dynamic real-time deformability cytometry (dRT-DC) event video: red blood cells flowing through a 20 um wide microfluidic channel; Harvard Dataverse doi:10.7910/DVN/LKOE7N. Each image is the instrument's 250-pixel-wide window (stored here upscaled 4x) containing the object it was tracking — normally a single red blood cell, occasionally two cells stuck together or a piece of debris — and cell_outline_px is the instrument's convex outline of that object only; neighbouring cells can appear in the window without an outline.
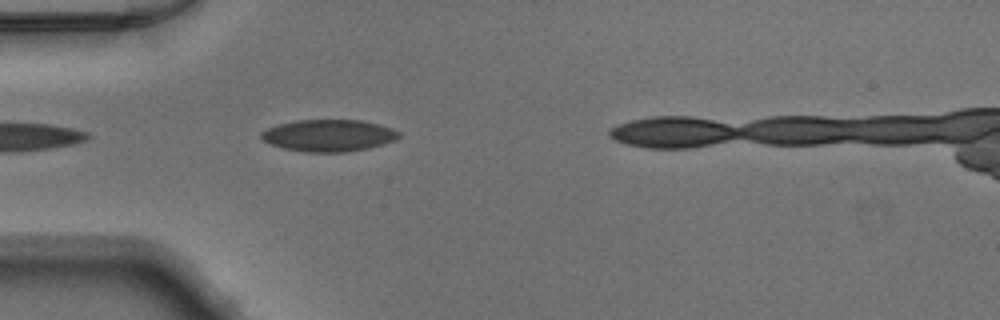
{"species": "Egyptian fruit bat (a non-hibernating species)", "species_latin": "Rousettus aegyptiacus", "temperature_condition": "warm", "stored_images_in_passage": 4, "camera_frame_rate_fps": 3000, "um_per_image_px": 0.085, "animal": {"sex": "male"}, "frame": {"image": 1, "passage_image": 1, "time_ms": 0.0, "image_size_px": [1000, 320], "cell_outline_px": [[400, 136], [396, 140], [384, 144], [368, 148], [344, 152], [304, 152], [284, 148], [272, 144], [264, 140], [260, 136], [260, 132], [268, 128], [280, 124], [296, 120], [360, 120], [380, 124], [392, 128], [400, 132]], "centroid_in_image_um": [27.97, 11.51], "position_along_channel_um": 57.0, "area_um2": 25.55}}